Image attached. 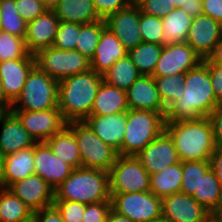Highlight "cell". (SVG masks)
Instances as JSON below:
<instances>
[{
	"label": "cell",
	"mask_w": 222,
	"mask_h": 222,
	"mask_svg": "<svg viewBox=\"0 0 222 222\" xmlns=\"http://www.w3.org/2000/svg\"><path fill=\"white\" fill-rule=\"evenodd\" d=\"M181 97L168 109L165 122H177L208 117L218 106L208 67L201 62L185 73Z\"/></svg>",
	"instance_id": "6da1fadb"
},
{
	"label": "cell",
	"mask_w": 222,
	"mask_h": 222,
	"mask_svg": "<svg viewBox=\"0 0 222 222\" xmlns=\"http://www.w3.org/2000/svg\"><path fill=\"white\" fill-rule=\"evenodd\" d=\"M164 131L171 137L181 162L209 160L216 148L208 117L165 122Z\"/></svg>",
	"instance_id": "7a4b0ae2"
},
{
	"label": "cell",
	"mask_w": 222,
	"mask_h": 222,
	"mask_svg": "<svg viewBox=\"0 0 222 222\" xmlns=\"http://www.w3.org/2000/svg\"><path fill=\"white\" fill-rule=\"evenodd\" d=\"M103 76L92 69L58 81V108L67 122L84 121L91 115Z\"/></svg>",
	"instance_id": "3957f363"
},
{
	"label": "cell",
	"mask_w": 222,
	"mask_h": 222,
	"mask_svg": "<svg viewBox=\"0 0 222 222\" xmlns=\"http://www.w3.org/2000/svg\"><path fill=\"white\" fill-rule=\"evenodd\" d=\"M54 201H76L83 204L111 201L109 172L76 168L54 190Z\"/></svg>",
	"instance_id": "277c9868"
},
{
	"label": "cell",
	"mask_w": 222,
	"mask_h": 222,
	"mask_svg": "<svg viewBox=\"0 0 222 222\" xmlns=\"http://www.w3.org/2000/svg\"><path fill=\"white\" fill-rule=\"evenodd\" d=\"M126 130L121 146L122 156H136L165 128V117L150 110L129 109L126 112Z\"/></svg>",
	"instance_id": "5b68a950"
},
{
	"label": "cell",
	"mask_w": 222,
	"mask_h": 222,
	"mask_svg": "<svg viewBox=\"0 0 222 222\" xmlns=\"http://www.w3.org/2000/svg\"><path fill=\"white\" fill-rule=\"evenodd\" d=\"M58 107V81L36 65L29 72L11 111H43Z\"/></svg>",
	"instance_id": "8992f818"
},
{
	"label": "cell",
	"mask_w": 222,
	"mask_h": 222,
	"mask_svg": "<svg viewBox=\"0 0 222 222\" xmlns=\"http://www.w3.org/2000/svg\"><path fill=\"white\" fill-rule=\"evenodd\" d=\"M67 126L76 137L81 167L109 172L118 157V152L100 140L85 121H71Z\"/></svg>",
	"instance_id": "52a82bcc"
},
{
	"label": "cell",
	"mask_w": 222,
	"mask_h": 222,
	"mask_svg": "<svg viewBox=\"0 0 222 222\" xmlns=\"http://www.w3.org/2000/svg\"><path fill=\"white\" fill-rule=\"evenodd\" d=\"M34 58L35 65L57 81L91 69L90 60L77 50L51 46L37 53Z\"/></svg>",
	"instance_id": "ba28073f"
},
{
	"label": "cell",
	"mask_w": 222,
	"mask_h": 222,
	"mask_svg": "<svg viewBox=\"0 0 222 222\" xmlns=\"http://www.w3.org/2000/svg\"><path fill=\"white\" fill-rule=\"evenodd\" d=\"M110 195L112 209L132 222H149L162 218V198L150 191Z\"/></svg>",
	"instance_id": "9c48e42d"
},
{
	"label": "cell",
	"mask_w": 222,
	"mask_h": 222,
	"mask_svg": "<svg viewBox=\"0 0 222 222\" xmlns=\"http://www.w3.org/2000/svg\"><path fill=\"white\" fill-rule=\"evenodd\" d=\"M150 175L135 156L118 155L109 171L110 193L150 191Z\"/></svg>",
	"instance_id": "30bf717a"
},
{
	"label": "cell",
	"mask_w": 222,
	"mask_h": 222,
	"mask_svg": "<svg viewBox=\"0 0 222 222\" xmlns=\"http://www.w3.org/2000/svg\"><path fill=\"white\" fill-rule=\"evenodd\" d=\"M203 59L187 43L163 45L153 77L172 76L196 68Z\"/></svg>",
	"instance_id": "8fae6325"
},
{
	"label": "cell",
	"mask_w": 222,
	"mask_h": 222,
	"mask_svg": "<svg viewBox=\"0 0 222 222\" xmlns=\"http://www.w3.org/2000/svg\"><path fill=\"white\" fill-rule=\"evenodd\" d=\"M12 112L36 142H45L48 138L60 132L68 123L58 107L43 111Z\"/></svg>",
	"instance_id": "7c38bea8"
},
{
	"label": "cell",
	"mask_w": 222,
	"mask_h": 222,
	"mask_svg": "<svg viewBox=\"0 0 222 222\" xmlns=\"http://www.w3.org/2000/svg\"><path fill=\"white\" fill-rule=\"evenodd\" d=\"M162 218L167 222H208L209 212L192 196L174 193L162 198Z\"/></svg>",
	"instance_id": "4fadbf2b"
},
{
	"label": "cell",
	"mask_w": 222,
	"mask_h": 222,
	"mask_svg": "<svg viewBox=\"0 0 222 222\" xmlns=\"http://www.w3.org/2000/svg\"><path fill=\"white\" fill-rule=\"evenodd\" d=\"M74 169L56 156L46 142L34 145V173L44 179L54 190Z\"/></svg>",
	"instance_id": "5bb4252c"
},
{
	"label": "cell",
	"mask_w": 222,
	"mask_h": 222,
	"mask_svg": "<svg viewBox=\"0 0 222 222\" xmlns=\"http://www.w3.org/2000/svg\"><path fill=\"white\" fill-rule=\"evenodd\" d=\"M104 20L106 27L128 51L143 42L139 26V8L135 3L110 14Z\"/></svg>",
	"instance_id": "9a60e30c"
},
{
	"label": "cell",
	"mask_w": 222,
	"mask_h": 222,
	"mask_svg": "<svg viewBox=\"0 0 222 222\" xmlns=\"http://www.w3.org/2000/svg\"><path fill=\"white\" fill-rule=\"evenodd\" d=\"M149 175L180 162L171 137L164 131L135 156Z\"/></svg>",
	"instance_id": "2e32d148"
},
{
	"label": "cell",
	"mask_w": 222,
	"mask_h": 222,
	"mask_svg": "<svg viewBox=\"0 0 222 222\" xmlns=\"http://www.w3.org/2000/svg\"><path fill=\"white\" fill-rule=\"evenodd\" d=\"M222 37V24L201 14L192 18L186 42L204 60Z\"/></svg>",
	"instance_id": "e0dca14e"
},
{
	"label": "cell",
	"mask_w": 222,
	"mask_h": 222,
	"mask_svg": "<svg viewBox=\"0 0 222 222\" xmlns=\"http://www.w3.org/2000/svg\"><path fill=\"white\" fill-rule=\"evenodd\" d=\"M8 189L33 212L54 204V189L36 174L11 184Z\"/></svg>",
	"instance_id": "ac0fdd59"
},
{
	"label": "cell",
	"mask_w": 222,
	"mask_h": 222,
	"mask_svg": "<svg viewBox=\"0 0 222 222\" xmlns=\"http://www.w3.org/2000/svg\"><path fill=\"white\" fill-rule=\"evenodd\" d=\"M60 21L54 11L44 14L27 23L24 37L27 52L35 56L40 51L53 45Z\"/></svg>",
	"instance_id": "d6986e66"
},
{
	"label": "cell",
	"mask_w": 222,
	"mask_h": 222,
	"mask_svg": "<svg viewBox=\"0 0 222 222\" xmlns=\"http://www.w3.org/2000/svg\"><path fill=\"white\" fill-rule=\"evenodd\" d=\"M126 92L129 109L150 110L166 116L164 106L152 75H141Z\"/></svg>",
	"instance_id": "ffe728a7"
},
{
	"label": "cell",
	"mask_w": 222,
	"mask_h": 222,
	"mask_svg": "<svg viewBox=\"0 0 222 222\" xmlns=\"http://www.w3.org/2000/svg\"><path fill=\"white\" fill-rule=\"evenodd\" d=\"M86 124L105 144L111 146L121 155V146L126 130V112L106 116H88Z\"/></svg>",
	"instance_id": "44dd1931"
},
{
	"label": "cell",
	"mask_w": 222,
	"mask_h": 222,
	"mask_svg": "<svg viewBox=\"0 0 222 222\" xmlns=\"http://www.w3.org/2000/svg\"><path fill=\"white\" fill-rule=\"evenodd\" d=\"M35 66V58H18L0 62V78L7 99L13 104L19 97L26 78Z\"/></svg>",
	"instance_id": "7402d4cb"
},
{
	"label": "cell",
	"mask_w": 222,
	"mask_h": 222,
	"mask_svg": "<svg viewBox=\"0 0 222 222\" xmlns=\"http://www.w3.org/2000/svg\"><path fill=\"white\" fill-rule=\"evenodd\" d=\"M0 124H2L0 151L5 155L16 153L37 143L23 128L21 121L12 111L5 112L1 117Z\"/></svg>",
	"instance_id": "603a6c76"
},
{
	"label": "cell",
	"mask_w": 222,
	"mask_h": 222,
	"mask_svg": "<svg viewBox=\"0 0 222 222\" xmlns=\"http://www.w3.org/2000/svg\"><path fill=\"white\" fill-rule=\"evenodd\" d=\"M128 50L107 27L102 31L95 53L90 60L91 69L103 75L118 59L126 56Z\"/></svg>",
	"instance_id": "cb8c5ba5"
},
{
	"label": "cell",
	"mask_w": 222,
	"mask_h": 222,
	"mask_svg": "<svg viewBox=\"0 0 222 222\" xmlns=\"http://www.w3.org/2000/svg\"><path fill=\"white\" fill-rule=\"evenodd\" d=\"M129 110L126 92L102 81L91 109L93 116H106Z\"/></svg>",
	"instance_id": "d4e9b609"
},
{
	"label": "cell",
	"mask_w": 222,
	"mask_h": 222,
	"mask_svg": "<svg viewBox=\"0 0 222 222\" xmlns=\"http://www.w3.org/2000/svg\"><path fill=\"white\" fill-rule=\"evenodd\" d=\"M34 173V145L6 155L5 171L2 179V188L22 180Z\"/></svg>",
	"instance_id": "484cf974"
},
{
	"label": "cell",
	"mask_w": 222,
	"mask_h": 222,
	"mask_svg": "<svg viewBox=\"0 0 222 222\" xmlns=\"http://www.w3.org/2000/svg\"><path fill=\"white\" fill-rule=\"evenodd\" d=\"M53 153L73 169L81 167V155L73 131L66 125L45 141Z\"/></svg>",
	"instance_id": "4316f807"
},
{
	"label": "cell",
	"mask_w": 222,
	"mask_h": 222,
	"mask_svg": "<svg viewBox=\"0 0 222 222\" xmlns=\"http://www.w3.org/2000/svg\"><path fill=\"white\" fill-rule=\"evenodd\" d=\"M53 11L63 22L86 24L101 20L92 0H61Z\"/></svg>",
	"instance_id": "83f0119b"
},
{
	"label": "cell",
	"mask_w": 222,
	"mask_h": 222,
	"mask_svg": "<svg viewBox=\"0 0 222 222\" xmlns=\"http://www.w3.org/2000/svg\"><path fill=\"white\" fill-rule=\"evenodd\" d=\"M182 162L166 167L164 170L150 175V192L163 198L179 193L182 183Z\"/></svg>",
	"instance_id": "f1b7e54d"
},
{
	"label": "cell",
	"mask_w": 222,
	"mask_h": 222,
	"mask_svg": "<svg viewBox=\"0 0 222 222\" xmlns=\"http://www.w3.org/2000/svg\"><path fill=\"white\" fill-rule=\"evenodd\" d=\"M192 17L180 8L162 18L163 45L186 42Z\"/></svg>",
	"instance_id": "f546056e"
},
{
	"label": "cell",
	"mask_w": 222,
	"mask_h": 222,
	"mask_svg": "<svg viewBox=\"0 0 222 222\" xmlns=\"http://www.w3.org/2000/svg\"><path fill=\"white\" fill-rule=\"evenodd\" d=\"M142 74L128 55L118 59L102 76L103 81L126 91Z\"/></svg>",
	"instance_id": "4dcf8cb0"
},
{
	"label": "cell",
	"mask_w": 222,
	"mask_h": 222,
	"mask_svg": "<svg viewBox=\"0 0 222 222\" xmlns=\"http://www.w3.org/2000/svg\"><path fill=\"white\" fill-rule=\"evenodd\" d=\"M33 211L8 188L0 187V222H32Z\"/></svg>",
	"instance_id": "1f68e13d"
},
{
	"label": "cell",
	"mask_w": 222,
	"mask_h": 222,
	"mask_svg": "<svg viewBox=\"0 0 222 222\" xmlns=\"http://www.w3.org/2000/svg\"><path fill=\"white\" fill-rule=\"evenodd\" d=\"M192 197L209 213L222 205V186L211 168L201 178Z\"/></svg>",
	"instance_id": "d6a6232c"
},
{
	"label": "cell",
	"mask_w": 222,
	"mask_h": 222,
	"mask_svg": "<svg viewBox=\"0 0 222 222\" xmlns=\"http://www.w3.org/2000/svg\"><path fill=\"white\" fill-rule=\"evenodd\" d=\"M163 45L142 42L128 51V56L142 75H152L159 60Z\"/></svg>",
	"instance_id": "836d02e7"
},
{
	"label": "cell",
	"mask_w": 222,
	"mask_h": 222,
	"mask_svg": "<svg viewBox=\"0 0 222 222\" xmlns=\"http://www.w3.org/2000/svg\"><path fill=\"white\" fill-rule=\"evenodd\" d=\"M27 22L18 14L15 0H0V31L25 37Z\"/></svg>",
	"instance_id": "e575fe53"
},
{
	"label": "cell",
	"mask_w": 222,
	"mask_h": 222,
	"mask_svg": "<svg viewBox=\"0 0 222 222\" xmlns=\"http://www.w3.org/2000/svg\"><path fill=\"white\" fill-rule=\"evenodd\" d=\"M105 28L106 24L104 19L80 24V34L75 50L91 60L98 45L100 35Z\"/></svg>",
	"instance_id": "d590c367"
},
{
	"label": "cell",
	"mask_w": 222,
	"mask_h": 222,
	"mask_svg": "<svg viewBox=\"0 0 222 222\" xmlns=\"http://www.w3.org/2000/svg\"><path fill=\"white\" fill-rule=\"evenodd\" d=\"M210 169L209 160L206 161H183L182 183L180 192L192 196L198 189L201 178Z\"/></svg>",
	"instance_id": "8d00e7d4"
},
{
	"label": "cell",
	"mask_w": 222,
	"mask_h": 222,
	"mask_svg": "<svg viewBox=\"0 0 222 222\" xmlns=\"http://www.w3.org/2000/svg\"><path fill=\"white\" fill-rule=\"evenodd\" d=\"M184 78L185 73L172 76L154 77L159 96L166 109L181 97L180 94L182 92Z\"/></svg>",
	"instance_id": "74e56055"
},
{
	"label": "cell",
	"mask_w": 222,
	"mask_h": 222,
	"mask_svg": "<svg viewBox=\"0 0 222 222\" xmlns=\"http://www.w3.org/2000/svg\"><path fill=\"white\" fill-rule=\"evenodd\" d=\"M18 58H34L28 54L24 38L0 31V62Z\"/></svg>",
	"instance_id": "f35d334b"
},
{
	"label": "cell",
	"mask_w": 222,
	"mask_h": 222,
	"mask_svg": "<svg viewBox=\"0 0 222 222\" xmlns=\"http://www.w3.org/2000/svg\"><path fill=\"white\" fill-rule=\"evenodd\" d=\"M139 26L143 42L163 45L162 18L145 14L139 10Z\"/></svg>",
	"instance_id": "ab89813d"
},
{
	"label": "cell",
	"mask_w": 222,
	"mask_h": 222,
	"mask_svg": "<svg viewBox=\"0 0 222 222\" xmlns=\"http://www.w3.org/2000/svg\"><path fill=\"white\" fill-rule=\"evenodd\" d=\"M79 34L80 24L60 21L52 46L62 50H75Z\"/></svg>",
	"instance_id": "60d3db41"
},
{
	"label": "cell",
	"mask_w": 222,
	"mask_h": 222,
	"mask_svg": "<svg viewBox=\"0 0 222 222\" xmlns=\"http://www.w3.org/2000/svg\"><path fill=\"white\" fill-rule=\"evenodd\" d=\"M53 205L61 213L64 222H82L86 204L76 201H54Z\"/></svg>",
	"instance_id": "b9f144b4"
},
{
	"label": "cell",
	"mask_w": 222,
	"mask_h": 222,
	"mask_svg": "<svg viewBox=\"0 0 222 222\" xmlns=\"http://www.w3.org/2000/svg\"><path fill=\"white\" fill-rule=\"evenodd\" d=\"M15 3L18 14L27 23L47 11L41 0H15Z\"/></svg>",
	"instance_id": "7bdbcfd3"
},
{
	"label": "cell",
	"mask_w": 222,
	"mask_h": 222,
	"mask_svg": "<svg viewBox=\"0 0 222 222\" xmlns=\"http://www.w3.org/2000/svg\"><path fill=\"white\" fill-rule=\"evenodd\" d=\"M140 12L163 18L168 15L172 9L169 0H134Z\"/></svg>",
	"instance_id": "ee69618b"
},
{
	"label": "cell",
	"mask_w": 222,
	"mask_h": 222,
	"mask_svg": "<svg viewBox=\"0 0 222 222\" xmlns=\"http://www.w3.org/2000/svg\"><path fill=\"white\" fill-rule=\"evenodd\" d=\"M111 209V201L87 204L82 222H107L108 214Z\"/></svg>",
	"instance_id": "f6af8a7d"
},
{
	"label": "cell",
	"mask_w": 222,
	"mask_h": 222,
	"mask_svg": "<svg viewBox=\"0 0 222 222\" xmlns=\"http://www.w3.org/2000/svg\"><path fill=\"white\" fill-rule=\"evenodd\" d=\"M92 3L98 16L105 19L110 14L132 5L134 0H92Z\"/></svg>",
	"instance_id": "bcb514c9"
},
{
	"label": "cell",
	"mask_w": 222,
	"mask_h": 222,
	"mask_svg": "<svg viewBox=\"0 0 222 222\" xmlns=\"http://www.w3.org/2000/svg\"><path fill=\"white\" fill-rule=\"evenodd\" d=\"M209 69L212 88L219 103H222V65L205 64Z\"/></svg>",
	"instance_id": "7dc6e473"
},
{
	"label": "cell",
	"mask_w": 222,
	"mask_h": 222,
	"mask_svg": "<svg viewBox=\"0 0 222 222\" xmlns=\"http://www.w3.org/2000/svg\"><path fill=\"white\" fill-rule=\"evenodd\" d=\"M208 118L212 124L215 145L222 146V103L218 104Z\"/></svg>",
	"instance_id": "c3c4849f"
},
{
	"label": "cell",
	"mask_w": 222,
	"mask_h": 222,
	"mask_svg": "<svg viewBox=\"0 0 222 222\" xmlns=\"http://www.w3.org/2000/svg\"><path fill=\"white\" fill-rule=\"evenodd\" d=\"M32 222H64L61 213L53 205L33 212Z\"/></svg>",
	"instance_id": "681fc988"
},
{
	"label": "cell",
	"mask_w": 222,
	"mask_h": 222,
	"mask_svg": "<svg viewBox=\"0 0 222 222\" xmlns=\"http://www.w3.org/2000/svg\"><path fill=\"white\" fill-rule=\"evenodd\" d=\"M203 14L222 24V0H202Z\"/></svg>",
	"instance_id": "f907efd6"
},
{
	"label": "cell",
	"mask_w": 222,
	"mask_h": 222,
	"mask_svg": "<svg viewBox=\"0 0 222 222\" xmlns=\"http://www.w3.org/2000/svg\"><path fill=\"white\" fill-rule=\"evenodd\" d=\"M210 168L222 186V146H216L209 158Z\"/></svg>",
	"instance_id": "816d5d0a"
},
{
	"label": "cell",
	"mask_w": 222,
	"mask_h": 222,
	"mask_svg": "<svg viewBox=\"0 0 222 222\" xmlns=\"http://www.w3.org/2000/svg\"><path fill=\"white\" fill-rule=\"evenodd\" d=\"M179 8L189 14L192 18L203 14L202 0H189L186 5L183 4Z\"/></svg>",
	"instance_id": "f5cc1de1"
},
{
	"label": "cell",
	"mask_w": 222,
	"mask_h": 222,
	"mask_svg": "<svg viewBox=\"0 0 222 222\" xmlns=\"http://www.w3.org/2000/svg\"><path fill=\"white\" fill-rule=\"evenodd\" d=\"M204 64H218L222 65V37L220 41L216 44L212 53L202 61Z\"/></svg>",
	"instance_id": "db71d44e"
},
{
	"label": "cell",
	"mask_w": 222,
	"mask_h": 222,
	"mask_svg": "<svg viewBox=\"0 0 222 222\" xmlns=\"http://www.w3.org/2000/svg\"><path fill=\"white\" fill-rule=\"evenodd\" d=\"M0 108L4 109L6 112L11 111L12 108V103L7 99L4 93L1 78H0Z\"/></svg>",
	"instance_id": "11a10c76"
},
{
	"label": "cell",
	"mask_w": 222,
	"mask_h": 222,
	"mask_svg": "<svg viewBox=\"0 0 222 222\" xmlns=\"http://www.w3.org/2000/svg\"><path fill=\"white\" fill-rule=\"evenodd\" d=\"M107 222H132L126 216H123L113 209L110 210L107 218Z\"/></svg>",
	"instance_id": "9f6ffc18"
},
{
	"label": "cell",
	"mask_w": 222,
	"mask_h": 222,
	"mask_svg": "<svg viewBox=\"0 0 222 222\" xmlns=\"http://www.w3.org/2000/svg\"><path fill=\"white\" fill-rule=\"evenodd\" d=\"M209 220L211 222H222V205L209 213Z\"/></svg>",
	"instance_id": "6f0895ef"
},
{
	"label": "cell",
	"mask_w": 222,
	"mask_h": 222,
	"mask_svg": "<svg viewBox=\"0 0 222 222\" xmlns=\"http://www.w3.org/2000/svg\"><path fill=\"white\" fill-rule=\"evenodd\" d=\"M6 155L0 151V187H2V179L5 171Z\"/></svg>",
	"instance_id": "680465c9"
},
{
	"label": "cell",
	"mask_w": 222,
	"mask_h": 222,
	"mask_svg": "<svg viewBox=\"0 0 222 222\" xmlns=\"http://www.w3.org/2000/svg\"><path fill=\"white\" fill-rule=\"evenodd\" d=\"M41 1L43 2V5L47 10L53 11L61 0H41Z\"/></svg>",
	"instance_id": "91938a15"
},
{
	"label": "cell",
	"mask_w": 222,
	"mask_h": 222,
	"mask_svg": "<svg viewBox=\"0 0 222 222\" xmlns=\"http://www.w3.org/2000/svg\"><path fill=\"white\" fill-rule=\"evenodd\" d=\"M189 0H169V4L172 10L179 8L181 5L185 4L188 2Z\"/></svg>",
	"instance_id": "94428289"
},
{
	"label": "cell",
	"mask_w": 222,
	"mask_h": 222,
	"mask_svg": "<svg viewBox=\"0 0 222 222\" xmlns=\"http://www.w3.org/2000/svg\"><path fill=\"white\" fill-rule=\"evenodd\" d=\"M149 222H167V221L164 220L163 218H161V219H156V220L149 221Z\"/></svg>",
	"instance_id": "6125c7cd"
},
{
	"label": "cell",
	"mask_w": 222,
	"mask_h": 222,
	"mask_svg": "<svg viewBox=\"0 0 222 222\" xmlns=\"http://www.w3.org/2000/svg\"><path fill=\"white\" fill-rule=\"evenodd\" d=\"M5 110L4 109H2V108H0V120H1V117L5 114Z\"/></svg>",
	"instance_id": "be15d7a7"
}]
</instances>
